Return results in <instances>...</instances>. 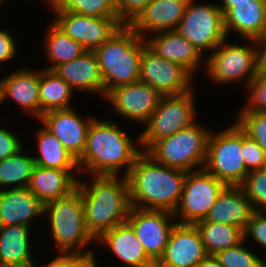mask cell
Listing matches in <instances>:
<instances>
[{
    "instance_id": "4",
    "label": "cell",
    "mask_w": 266,
    "mask_h": 267,
    "mask_svg": "<svg viewBox=\"0 0 266 267\" xmlns=\"http://www.w3.org/2000/svg\"><path fill=\"white\" fill-rule=\"evenodd\" d=\"M146 46V39L124 24L94 50L104 81V96L116 87L139 81L140 58Z\"/></svg>"
},
{
    "instance_id": "8",
    "label": "cell",
    "mask_w": 266,
    "mask_h": 267,
    "mask_svg": "<svg viewBox=\"0 0 266 267\" xmlns=\"http://www.w3.org/2000/svg\"><path fill=\"white\" fill-rule=\"evenodd\" d=\"M193 90L182 95L162 96L136 143L146 151L157 140L170 136L196 122Z\"/></svg>"
},
{
    "instance_id": "2",
    "label": "cell",
    "mask_w": 266,
    "mask_h": 267,
    "mask_svg": "<svg viewBox=\"0 0 266 267\" xmlns=\"http://www.w3.org/2000/svg\"><path fill=\"white\" fill-rule=\"evenodd\" d=\"M132 138L112 120L100 121L95 117L87 132L85 150L77 160L79 171H87L91 176H118L124 167L126 176L142 152Z\"/></svg>"
},
{
    "instance_id": "12",
    "label": "cell",
    "mask_w": 266,
    "mask_h": 267,
    "mask_svg": "<svg viewBox=\"0 0 266 267\" xmlns=\"http://www.w3.org/2000/svg\"><path fill=\"white\" fill-rule=\"evenodd\" d=\"M193 75L180 64L168 61L148 46L140 58L139 81L157 90L162 96L182 95L193 90Z\"/></svg>"
},
{
    "instance_id": "7",
    "label": "cell",
    "mask_w": 266,
    "mask_h": 267,
    "mask_svg": "<svg viewBox=\"0 0 266 267\" xmlns=\"http://www.w3.org/2000/svg\"><path fill=\"white\" fill-rule=\"evenodd\" d=\"M204 169L226 186H240L248 171L243 161V130L235 122L209 134Z\"/></svg>"
},
{
    "instance_id": "10",
    "label": "cell",
    "mask_w": 266,
    "mask_h": 267,
    "mask_svg": "<svg viewBox=\"0 0 266 267\" xmlns=\"http://www.w3.org/2000/svg\"><path fill=\"white\" fill-rule=\"evenodd\" d=\"M247 41L251 45L246 47L224 40L210 53V56L205 58L206 60L202 58L210 80L219 84H227L246 78L245 88L250 84L258 70L254 39H247Z\"/></svg>"
},
{
    "instance_id": "14",
    "label": "cell",
    "mask_w": 266,
    "mask_h": 267,
    "mask_svg": "<svg viewBox=\"0 0 266 267\" xmlns=\"http://www.w3.org/2000/svg\"><path fill=\"white\" fill-rule=\"evenodd\" d=\"M54 23L86 51H94L124 25L118 17H93L54 9Z\"/></svg>"
},
{
    "instance_id": "35",
    "label": "cell",
    "mask_w": 266,
    "mask_h": 267,
    "mask_svg": "<svg viewBox=\"0 0 266 267\" xmlns=\"http://www.w3.org/2000/svg\"><path fill=\"white\" fill-rule=\"evenodd\" d=\"M245 195L250 200L254 211L266 213V171L258 169L248 172L240 185Z\"/></svg>"
},
{
    "instance_id": "48",
    "label": "cell",
    "mask_w": 266,
    "mask_h": 267,
    "mask_svg": "<svg viewBox=\"0 0 266 267\" xmlns=\"http://www.w3.org/2000/svg\"><path fill=\"white\" fill-rule=\"evenodd\" d=\"M223 2H242L246 0H222Z\"/></svg>"
},
{
    "instance_id": "3",
    "label": "cell",
    "mask_w": 266,
    "mask_h": 267,
    "mask_svg": "<svg viewBox=\"0 0 266 267\" xmlns=\"http://www.w3.org/2000/svg\"><path fill=\"white\" fill-rule=\"evenodd\" d=\"M86 228L95 241L115 226L127 222L131 209L126 176L93 175L91 185L78 180Z\"/></svg>"
},
{
    "instance_id": "43",
    "label": "cell",
    "mask_w": 266,
    "mask_h": 267,
    "mask_svg": "<svg viewBox=\"0 0 266 267\" xmlns=\"http://www.w3.org/2000/svg\"><path fill=\"white\" fill-rule=\"evenodd\" d=\"M86 258L74 254H59L43 267H78ZM33 267H36L33 266Z\"/></svg>"
},
{
    "instance_id": "45",
    "label": "cell",
    "mask_w": 266,
    "mask_h": 267,
    "mask_svg": "<svg viewBox=\"0 0 266 267\" xmlns=\"http://www.w3.org/2000/svg\"><path fill=\"white\" fill-rule=\"evenodd\" d=\"M196 267H223L215 255H207Z\"/></svg>"
},
{
    "instance_id": "32",
    "label": "cell",
    "mask_w": 266,
    "mask_h": 267,
    "mask_svg": "<svg viewBox=\"0 0 266 267\" xmlns=\"http://www.w3.org/2000/svg\"><path fill=\"white\" fill-rule=\"evenodd\" d=\"M23 150L22 147L13 156L0 160V190L8 189L7 186L10 189L28 187L36 164L34 158Z\"/></svg>"
},
{
    "instance_id": "22",
    "label": "cell",
    "mask_w": 266,
    "mask_h": 267,
    "mask_svg": "<svg viewBox=\"0 0 266 267\" xmlns=\"http://www.w3.org/2000/svg\"><path fill=\"white\" fill-rule=\"evenodd\" d=\"M43 213L44 204L27 187L0 190V226H30Z\"/></svg>"
},
{
    "instance_id": "31",
    "label": "cell",
    "mask_w": 266,
    "mask_h": 267,
    "mask_svg": "<svg viewBox=\"0 0 266 267\" xmlns=\"http://www.w3.org/2000/svg\"><path fill=\"white\" fill-rule=\"evenodd\" d=\"M49 26L44 43L46 56L52 64L46 70H53L58 65L77 59L86 52L80 43L66 35L53 21Z\"/></svg>"
},
{
    "instance_id": "11",
    "label": "cell",
    "mask_w": 266,
    "mask_h": 267,
    "mask_svg": "<svg viewBox=\"0 0 266 267\" xmlns=\"http://www.w3.org/2000/svg\"><path fill=\"white\" fill-rule=\"evenodd\" d=\"M226 185L204 168L187 172L180 203L174 216L181 224L204 220Z\"/></svg>"
},
{
    "instance_id": "1",
    "label": "cell",
    "mask_w": 266,
    "mask_h": 267,
    "mask_svg": "<svg viewBox=\"0 0 266 267\" xmlns=\"http://www.w3.org/2000/svg\"><path fill=\"white\" fill-rule=\"evenodd\" d=\"M186 175L187 171L162 165L142 151L126 175L131 207L174 213Z\"/></svg>"
},
{
    "instance_id": "30",
    "label": "cell",
    "mask_w": 266,
    "mask_h": 267,
    "mask_svg": "<svg viewBox=\"0 0 266 267\" xmlns=\"http://www.w3.org/2000/svg\"><path fill=\"white\" fill-rule=\"evenodd\" d=\"M195 225L208 255H215L244 240L243 230L237 226L210 221H199Z\"/></svg>"
},
{
    "instance_id": "24",
    "label": "cell",
    "mask_w": 266,
    "mask_h": 267,
    "mask_svg": "<svg viewBox=\"0 0 266 267\" xmlns=\"http://www.w3.org/2000/svg\"><path fill=\"white\" fill-rule=\"evenodd\" d=\"M53 72L68 83L73 90L99 92L104 98V81L94 51H86L77 59L58 65Z\"/></svg>"
},
{
    "instance_id": "23",
    "label": "cell",
    "mask_w": 266,
    "mask_h": 267,
    "mask_svg": "<svg viewBox=\"0 0 266 267\" xmlns=\"http://www.w3.org/2000/svg\"><path fill=\"white\" fill-rule=\"evenodd\" d=\"M97 241L111 250L126 267H155V263L146 254L135 230L128 222L103 233Z\"/></svg>"
},
{
    "instance_id": "26",
    "label": "cell",
    "mask_w": 266,
    "mask_h": 267,
    "mask_svg": "<svg viewBox=\"0 0 266 267\" xmlns=\"http://www.w3.org/2000/svg\"><path fill=\"white\" fill-rule=\"evenodd\" d=\"M72 171L35 165L27 188L44 205L64 198L77 189L78 179Z\"/></svg>"
},
{
    "instance_id": "47",
    "label": "cell",
    "mask_w": 266,
    "mask_h": 267,
    "mask_svg": "<svg viewBox=\"0 0 266 267\" xmlns=\"http://www.w3.org/2000/svg\"><path fill=\"white\" fill-rule=\"evenodd\" d=\"M48 3L51 4L52 9H57L61 0H46Z\"/></svg>"
},
{
    "instance_id": "6",
    "label": "cell",
    "mask_w": 266,
    "mask_h": 267,
    "mask_svg": "<svg viewBox=\"0 0 266 267\" xmlns=\"http://www.w3.org/2000/svg\"><path fill=\"white\" fill-rule=\"evenodd\" d=\"M211 131L197 122L154 142L145 152L158 163L185 170L203 169ZM199 167V168H198Z\"/></svg>"
},
{
    "instance_id": "27",
    "label": "cell",
    "mask_w": 266,
    "mask_h": 267,
    "mask_svg": "<svg viewBox=\"0 0 266 267\" xmlns=\"http://www.w3.org/2000/svg\"><path fill=\"white\" fill-rule=\"evenodd\" d=\"M29 226H0V267H33Z\"/></svg>"
},
{
    "instance_id": "13",
    "label": "cell",
    "mask_w": 266,
    "mask_h": 267,
    "mask_svg": "<svg viewBox=\"0 0 266 267\" xmlns=\"http://www.w3.org/2000/svg\"><path fill=\"white\" fill-rule=\"evenodd\" d=\"M174 218V213L164 210L131 207L129 211L127 222L135 230L146 254L155 264L162 257L171 231L177 223L172 220Z\"/></svg>"
},
{
    "instance_id": "42",
    "label": "cell",
    "mask_w": 266,
    "mask_h": 267,
    "mask_svg": "<svg viewBox=\"0 0 266 267\" xmlns=\"http://www.w3.org/2000/svg\"><path fill=\"white\" fill-rule=\"evenodd\" d=\"M17 45L12 34L8 31L0 30V68L1 63L14 59L17 53Z\"/></svg>"
},
{
    "instance_id": "16",
    "label": "cell",
    "mask_w": 266,
    "mask_h": 267,
    "mask_svg": "<svg viewBox=\"0 0 266 267\" xmlns=\"http://www.w3.org/2000/svg\"><path fill=\"white\" fill-rule=\"evenodd\" d=\"M207 255L196 225L176 223L155 267H196Z\"/></svg>"
},
{
    "instance_id": "40",
    "label": "cell",
    "mask_w": 266,
    "mask_h": 267,
    "mask_svg": "<svg viewBox=\"0 0 266 267\" xmlns=\"http://www.w3.org/2000/svg\"><path fill=\"white\" fill-rule=\"evenodd\" d=\"M119 20L129 25L151 0H115Z\"/></svg>"
},
{
    "instance_id": "17",
    "label": "cell",
    "mask_w": 266,
    "mask_h": 267,
    "mask_svg": "<svg viewBox=\"0 0 266 267\" xmlns=\"http://www.w3.org/2000/svg\"><path fill=\"white\" fill-rule=\"evenodd\" d=\"M83 118L73 108H69L46 112L39 122L78 160L85 150L87 132L95 117Z\"/></svg>"
},
{
    "instance_id": "25",
    "label": "cell",
    "mask_w": 266,
    "mask_h": 267,
    "mask_svg": "<svg viewBox=\"0 0 266 267\" xmlns=\"http://www.w3.org/2000/svg\"><path fill=\"white\" fill-rule=\"evenodd\" d=\"M253 212L250 200L240 186H226L201 221L229 224L244 231Z\"/></svg>"
},
{
    "instance_id": "5",
    "label": "cell",
    "mask_w": 266,
    "mask_h": 267,
    "mask_svg": "<svg viewBox=\"0 0 266 267\" xmlns=\"http://www.w3.org/2000/svg\"><path fill=\"white\" fill-rule=\"evenodd\" d=\"M43 215L49 217L50 234L59 254H74L84 258L95 257L92 249L84 252L82 249L95 239L86 228L83 198L78 189L64 198L45 204Z\"/></svg>"
},
{
    "instance_id": "36",
    "label": "cell",
    "mask_w": 266,
    "mask_h": 267,
    "mask_svg": "<svg viewBox=\"0 0 266 267\" xmlns=\"http://www.w3.org/2000/svg\"><path fill=\"white\" fill-rule=\"evenodd\" d=\"M238 126L264 150L266 154V112H239Z\"/></svg>"
},
{
    "instance_id": "33",
    "label": "cell",
    "mask_w": 266,
    "mask_h": 267,
    "mask_svg": "<svg viewBox=\"0 0 266 267\" xmlns=\"http://www.w3.org/2000/svg\"><path fill=\"white\" fill-rule=\"evenodd\" d=\"M58 8L93 17H118L115 0H61Z\"/></svg>"
},
{
    "instance_id": "28",
    "label": "cell",
    "mask_w": 266,
    "mask_h": 267,
    "mask_svg": "<svg viewBox=\"0 0 266 267\" xmlns=\"http://www.w3.org/2000/svg\"><path fill=\"white\" fill-rule=\"evenodd\" d=\"M40 157H34L35 164L43 168L73 170L80 172L77 159L63 146L44 125L36 134Z\"/></svg>"
},
{
    "instance_id": "19",
    "label": "cell",
    "mask_w": 266,
    "mask_h": 267,
    "mask_svg": "<svg viewBox=\"0 0 266 267\" xmlns=\"http://www.w3.org/2000/svg\"><path fill=\"white\" fill-rule=\"evenodd\" d=\"M189 0H151L129 26L142 38L146 32L175 30Z\"/></svg>"
},
{
    "instance_id": "39",
    "label": "cell",
    "mask_w": 266,
    "mask_h": 267,
    "mask_svg": "<svg viewBox=\"0 0 266 267\" xmlns=\"http://www.w3.org/2000/svg\"><path fill=\"white\" fill-rule=\"evenodd\" d=\"M244 240L252 237L254 242L266 249V214L264 211H254L244 231Z\"/></svg>"
},
{
    "instance_id": "9",
    "label": "cell",
    "mask_w": 266,
    "mask_h": 267,
    "mask_svg": "<svg viewBox=\"0 0 266 267\" xmlns=\"http://www.w3.org/2000/svg\"><path fill=\"white\" fill-rule=\"evenodd\" d=\"M195 3V0H189L185 14L175 30L203 55L205 50L212 52L227 40L224 14L217 4Z\"/></svg>"
},
{
    "instance_id": "15",
    "label": "cell",
    "mask_w": 266,
    "mask_h": 267,
    "mask_svg": "<svg viewBox=\"0 0 266 267\" xmlns=\"http://www.w3.org/2000/svg\"><path fill=\"white\" fill-rule=\"evenodd\" d=\"M161 97L157 90L141 81L116 87L104 96L117 114L143 124L148 122Z\"/></svg>"
},
{
    "instance_id": "34",
    "label": "cell",
    "mask_w": 266,
    "mask_h": 267,
    "mask_svg": "<svg viewBox=\"0 0 266 267\" xmlns=\"http://www.w3.org/2000/svg\"><path fill=\"white\" fill-rule=\"evenodd\" d=\"M243 240L236 246L219 251L215 254L223 267H266V262L254 252L244 247Z\"/></svg>"
},
{
    "instance_id": "18",
    "label": "cell",
    "mask_w": 266,
    "mask_h": 267,
    "mask_svg": "<svg viewBox=\"0 0 266 267\" xmlns=\"http://www.w3.org/2000/svg\"><path fill=\"white\" fill-rule=\"evenodd\" d=\"M218 6L224 14L227 36L230 30L246 39H255L266 33V0L223 2Z\"/></svg>"
},
{
    "instance_id": "21",
    "label": "cell",
    "mask_w": 266,
    "mask_h": 267,
    "mask_svg": "<svg viewBox=\"0 0 266 267\" xmlns=\"http://www.w3.org/2000/svg\"><path fill=\"white\" fill-rule=\"evenodd\" d=\"M147 46L158 56L180 64L193 76L200 66L203 57L186 38L176 30L160 31L146 38Z\"/></svg>"
},
{
    "instance_id": "38",
    "label": "cell",
    "mask_w": 266,
    "mask_h": 267,
    "mask_svg": "<svg viewBox=\"0 0 266 267\" xmlns=\"http://www.w3.org/2000/svg\"><path fill=\"white\" fill-rule=\"evenodd\" d=\"M243 161L248 172L263 169L266 154L258 143L243 131Z\"/></svg>"
},
{
    "instance_id": "37",
    "label": "cell",
    "mask_w": 266,
    "mask_h": 267,
    "mask_svg": "<svg viewBox=\"0 0 266 267\" xmlns=\"http://www.w3.org/2000/svg\"><path fill=\"white\" fill-rule=\"evenodd\" d=\"M246 88L248 105L240 112H266V72H258Z\"/></svg>"
},
{
    "instance_id": "49",
    "label": "cell",
    "mask_w": 266,
    "mask_h": 267,
    "mask_svg": "<svg viewBox=\"0 0 266 267\" xmlns=\"http://www.w3.org/2000/svg\"><path fill=\"white\" fill-rule=\"evenodd\" d=\"M6 0H0V5L4 4Z\"/></svg>"
},
{
    "instance_id": "20",
    "label": "cell",
    "mask_w": 266,
    "mask_h": 267,
    "mask_svg": "<svg viewBox=\"0 0 266 267\" xmlns=\"http://www.w3.org/2000/svg\"><path fill=\"white\" fill-rule=\"evenodd\" d=\"M39 70L21 69L0 80L1 103L12 99L24 112L40 119Z\"/></svg>"
},
{
    "instance_id": "46",
    "label": "cell",
    "mask_w": 266,
    "mask_h": 267,
    "mask_svg": "<svg viewBox=\"0 0 266 267\" xmlns=\"http://www.w3.org/2000/svg\"><path fill=\"white\" fill-rule=\"evenodd\" d=\"M78 267H98L96 258H86Z\"/></svg>"
},
{
    "instance_id": "41",
    "label": "cell",
    "mask_w": 266,
    "mask_h": 267,
    "mask_svg": "<svg viewBox=\"0 0 266 267\" xmlns=\"http://www.w3.org/2000/svg\"><path fill=\"white\" fill-rule=\"evenodd\" d=\"M22 147L15 133L0 127V160L13 156Z\"/></svg>"
},
{
    "instance_id": "44",
    "label": "cell",
    "mask_w": 266,
    "mask_h": 267,
    "mask_svg": "<svg viewBox=\"0 0 266 267\" xmlns=\"http://www.w3.org/2000/svg\"><path fill=\"white\" fill-rule=\"evenodd\" d=\"M258 72H266V33L254 39ZM259 46V47H258Z\"/></svg>"
},
{
    "instance_id": "29",
    "label": "cell",
    "mask_w": 266,
    "mask_h": 267,
    "mask_svg": "<svg viewBox=\"0 0 266 267\" xmlns=\"http://www.w3.org/2000/svg\"><path fill=\"white\" fill-rule=\"evenodd\" d=\"M74 90L59 77L53 70L40 69L39 78V98H40V118L52 110L72 108L70 98Z\"/></svg>"
}]
</instances>
